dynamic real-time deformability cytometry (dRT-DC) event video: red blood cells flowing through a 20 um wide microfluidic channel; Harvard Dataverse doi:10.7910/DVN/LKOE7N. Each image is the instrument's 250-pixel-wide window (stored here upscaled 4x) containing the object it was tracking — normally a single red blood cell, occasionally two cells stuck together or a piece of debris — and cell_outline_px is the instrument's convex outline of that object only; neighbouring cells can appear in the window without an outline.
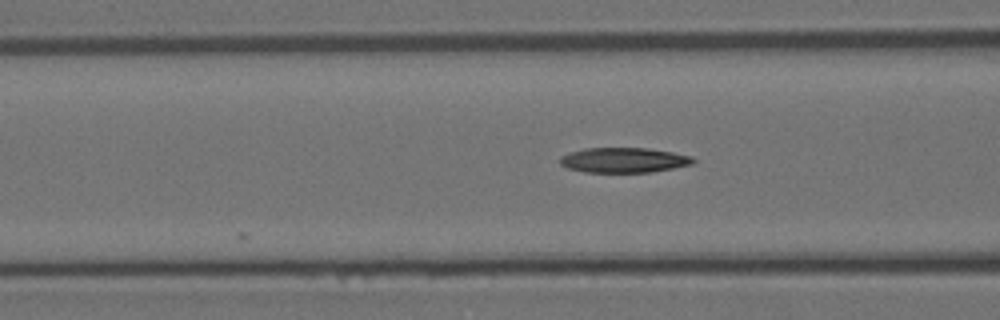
{"species": "Egyptian fruit bat (a non-hibernating species)", "species_latin": "Rousettus aegyptiacus", "temperature_condition": "room temperature", "stored_images_in_passage": 6, "camera_frame_rate_fps": 3000, "um_per_image_px": 0.085, "animal": {"sex": "female"}, "frame": {"image": 1, "passage_image": 6, "time_ms": 1.667, "image_size_px": [1000, 320], "cell_outline_px": [[696, 160], [692, 164], [652, 172], [584, 172], [568, 168], [560, 164], [560, 156], [568, 152], [584, 148], [648, 148], [672, 152], [692, 156]], "centroid_in_image_um": [53.0, 13.6], "position_along_channel_um": 113.6, "area_um2": 19.48}}